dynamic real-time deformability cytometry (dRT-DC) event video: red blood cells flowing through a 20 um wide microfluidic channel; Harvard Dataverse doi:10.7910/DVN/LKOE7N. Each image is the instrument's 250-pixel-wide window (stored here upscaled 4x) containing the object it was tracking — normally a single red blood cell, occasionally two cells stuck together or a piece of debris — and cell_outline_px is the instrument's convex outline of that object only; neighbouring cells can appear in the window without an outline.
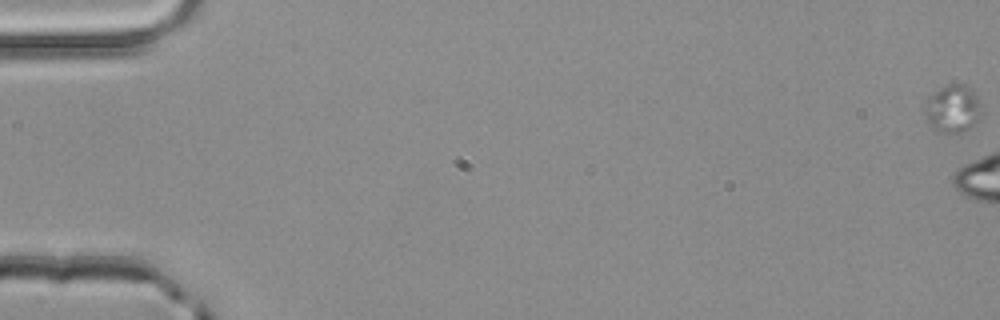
{"species": "common noctule bat (a hibernating species)", "species_latin": "Nyctalus noctula", "temperature_condition": "room temperature", "stored_images_in_passage": 7, "segment_of_instrument_passage": [1, 2], "camera_frame_rate_fps": 3000, "um_per_image_px": 0.085, "animal": {"sex": "male", "body_mass_g": 20.4}, "frame": {"image": 1, "passage_image": 1, "time_ms": 0.0, "image_size_px": [1000, 320], "cell_outline_px": [[984, 112], [980, 120], [976, 124], [960, 132], [936, 132], [928, 124], [924, 116], [924, 104], [928, 96], [940, 88], [952, 84], [964, 84], [972, 88], [980, 100]], "centroid_in_image_um": [81.01, 9.24], "position_along_channel_um": 4.0, "area_um2": 16.36}}